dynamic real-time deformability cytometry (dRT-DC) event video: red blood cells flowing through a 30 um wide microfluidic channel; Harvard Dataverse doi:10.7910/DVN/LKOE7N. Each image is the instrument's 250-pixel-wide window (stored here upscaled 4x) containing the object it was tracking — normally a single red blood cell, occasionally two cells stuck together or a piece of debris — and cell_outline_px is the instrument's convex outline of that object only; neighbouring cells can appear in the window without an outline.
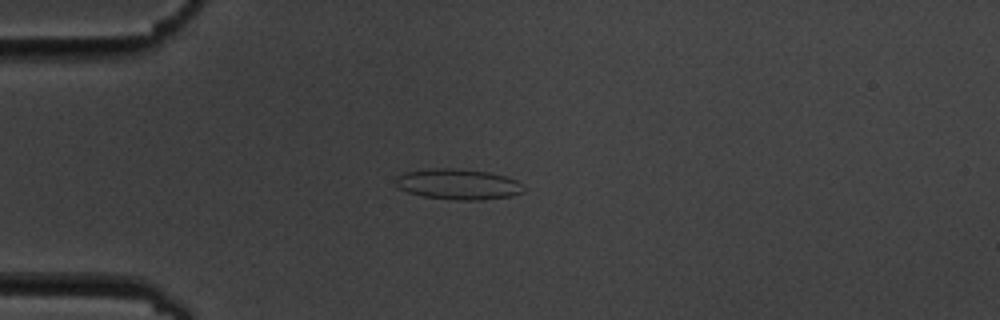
{"species": "common noctule bat (a hibernating species)", "species_latin": "Nyctalus noctula", "temperature_condition": "cold", "stored_images_in_passage": 56, "camera_frame_rate_fps": 3000, "um_per_image_px": 0.085, "animal": {"sex": "male", "body_mass_g": 19.5, "forearm_length_mm": 54.6}, "frame": {"image": 1, "passage_image": 14, "time_ms": 4.333, "image_size_px": [1000, 320], "cell_outline_px": [[524, 192], [512, 196], [480, 200], [456, 200], [424, 196], [408, 192], [400, 188], [396, 184], [396, 176], [404, 172], [428, 168], [456, 168], [488, 172], [508, 176], [516, 180], [520, 184]], "centroid_in_image_um": [38.94, 15.65], "position_along_channel_um": 46.1, "area_um2": 22.89}}
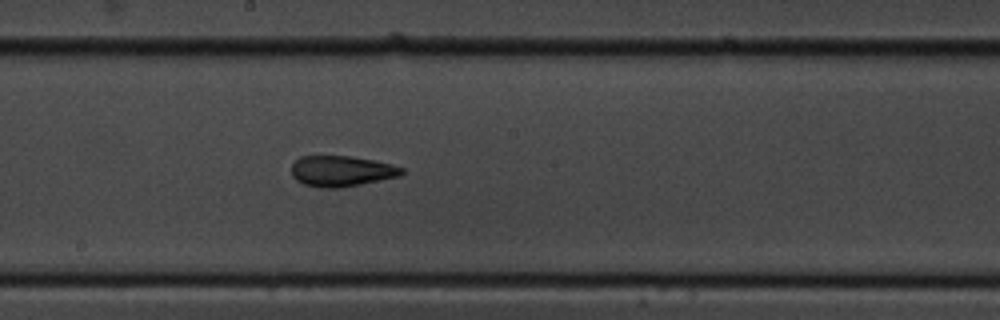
{"frame": {"image": 2, "passage_image": 30, "time_ms": 9.667, "image_size_px": [1000, 320], "cell_outline_px": [[404, 172], [400, 176], [340, 188], [320, 188], [304, 184], [296, 180], [292, 176], [292, 164], [300, 156], [348, 156], [372, 160], [392, 164], [404, 168]], "centroid_in_image_um": [29.01, 14.55], "position_along_channel_um": 219.2, "area_um2": 19.71}}
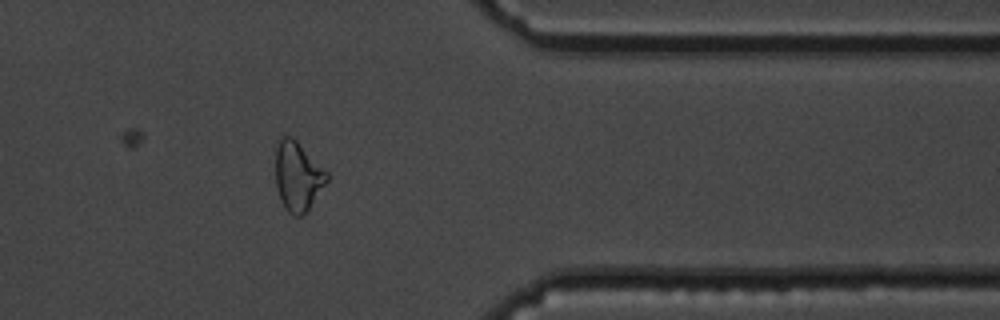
{"frame": {"image": 3, "passage_image": 45, "time_ms": 14.667, "image_size_px": [1000, 320], "cell_outline_px": [[328, 180], [308, 208], [300, 216], [296, 216], [288, 212], [284, 208], [276, 184], [276, 140], [284, 136], [292, 136], [328, 172]], "centroid_in_image_um": [25.29, 14.94], "position_along_channel_um": 386.1, "area_um2": 20.4}, "authors_computed_cell_mechanics": {"area_um2": 20.9236, "velocity_mm_per_s": 3.5989, "shape_relaxation_time_tau1_ms": null, "shape_relaxation_time_tau2_ms": 3.3301, "deformation_change_tau1": null, "deformation_change_tau2": 0.1201}}